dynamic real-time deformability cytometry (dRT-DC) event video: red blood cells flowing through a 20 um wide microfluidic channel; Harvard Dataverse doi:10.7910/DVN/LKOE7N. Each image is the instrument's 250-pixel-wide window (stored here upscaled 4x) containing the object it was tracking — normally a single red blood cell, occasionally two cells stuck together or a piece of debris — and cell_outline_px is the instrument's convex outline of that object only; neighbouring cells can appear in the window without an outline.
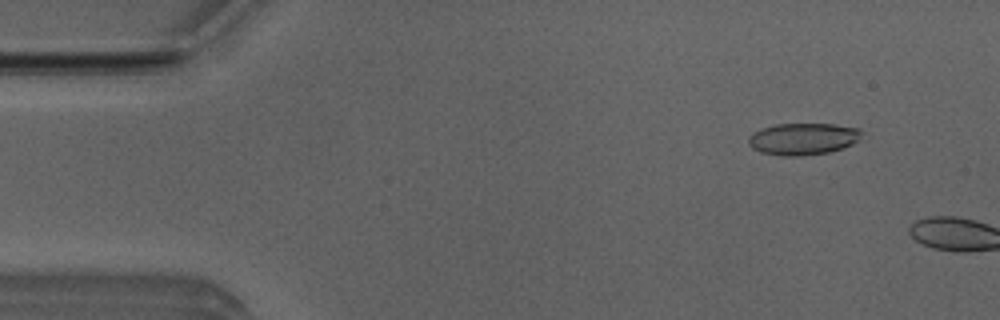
{"species": "Egyptian fruit bat (a non-hibernating species)", "species_latin": "Rousettus aegyptiacus", "temperature_condition": "room temperature", "stored_images_in_passage": 2, "camera_frame_rate_fps": 3000, "um_per_image_px": 0.085, "animal": {"sex": "male"}, "frame": {"image": 1, "passage_image": 2, "time_ms": 0.333, "image_size_px": [1000, 320], "cell_outline_px": [[860, 136], [852, 144], [844, 148], [828, 152], [800, 156], [780, 156], [760, 152], [752, 148], [748, 144], [748, 136], [752, 132], [760, 128], [776, 124], [836, 124], [860, 128]], "centroid_in_image_um": [68.2, 11.8], "position_along_channel_um": 16.8, "area_um2": 21.15}}